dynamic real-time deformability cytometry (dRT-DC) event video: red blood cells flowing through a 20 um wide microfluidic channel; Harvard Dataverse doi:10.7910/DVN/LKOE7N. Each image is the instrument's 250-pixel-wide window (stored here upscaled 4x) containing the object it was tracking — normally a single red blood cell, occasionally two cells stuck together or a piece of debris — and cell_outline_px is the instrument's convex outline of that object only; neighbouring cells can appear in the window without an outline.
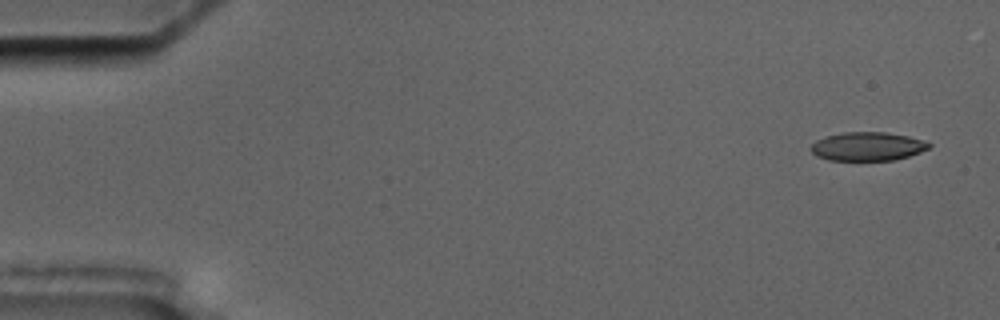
{"species": "common noctule bat (a hibernating species)", "species_latin": "Nyctalus noctula", "temperature_condition": "cold", "stored_images_in_passage": 4, "camera_frame_rate_fps": 3000, "um_per_image_px": 0.085, "animal": {"sex": "male", "body_mass_g": 17.5, "forearm_length_mm": 52.3}, "frame": {"image": 1, "passage_image": 1, "time_ms": 0.0, "image_size_px": [1000, 320], "cell_outline_px": [[932, 144], [928, 148], [920, 152], [908, 156], [892, 160], [828, 160], [816, 156], [808, 148], [816, 140], [824, 136], [844, 132], [884, 132], [908, 136], [928, 140]], "centroid_in_image_um": [73.73, 12.44], "position_along_channel_um": 11.3, "area_um2": 19.88}}